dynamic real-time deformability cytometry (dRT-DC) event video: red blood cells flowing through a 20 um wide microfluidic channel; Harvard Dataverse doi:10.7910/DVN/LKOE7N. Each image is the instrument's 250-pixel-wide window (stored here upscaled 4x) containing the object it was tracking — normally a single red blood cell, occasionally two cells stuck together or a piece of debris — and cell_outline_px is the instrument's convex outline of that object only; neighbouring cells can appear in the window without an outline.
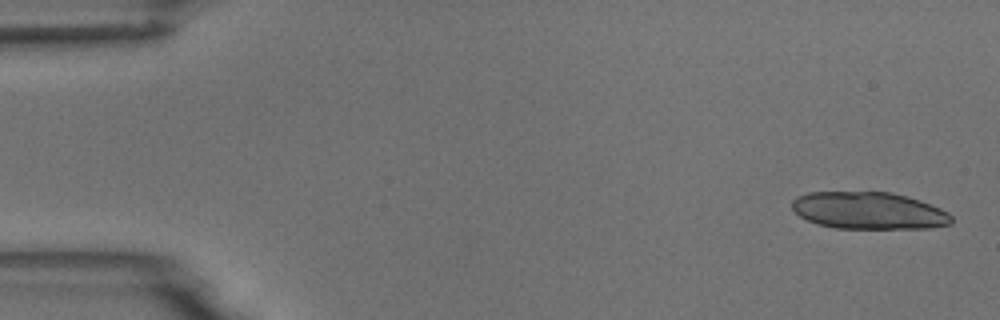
{"species": "common noctule bat (a hibernating species)", "species_latin": "Nyctalus noctula", "temperature_condition": "room temperature", "stored_images_in_passage": 5, "camera_frame_rate_fps": 3000, "um_per_image_px": 0.085, "animal": {"sex": "male", "body_mass_g": 18.8}, "frame": {"image": 1, "passage_image": 1, "time_ms": 0.0, "image_size_px": [1000, 320], "cell_outline_px": [[952, 224], [928, 228], [836, 228], [816, 224], [800, 216], [792, 208], [792, 200], [796, 196], [808, 192], [892, 192], [908, 196], [920, 200], [940, 208], [948, 212], [952, 216]], "centroid_in_image_um": [73.85, 17.9], "position_along_channel_um": 11.2, "area_um2": 34.62}}